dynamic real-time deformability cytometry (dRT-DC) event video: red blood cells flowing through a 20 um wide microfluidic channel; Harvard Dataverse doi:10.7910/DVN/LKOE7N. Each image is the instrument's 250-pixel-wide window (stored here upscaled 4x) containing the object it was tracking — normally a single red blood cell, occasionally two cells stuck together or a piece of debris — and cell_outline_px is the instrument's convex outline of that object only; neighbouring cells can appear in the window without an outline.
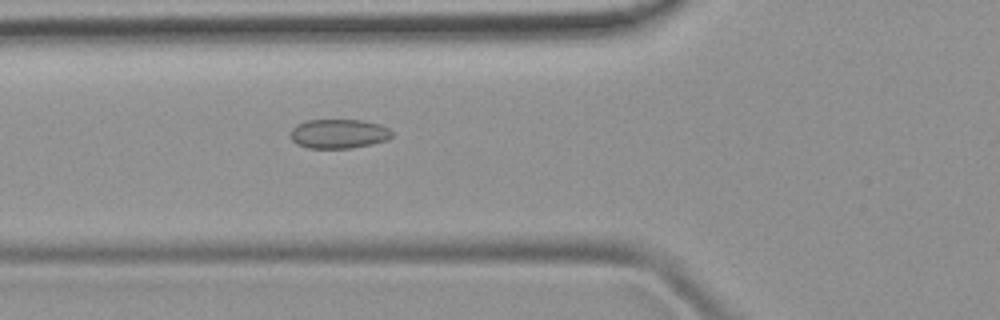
{"species": "common noctule bat (a hibernating species)", "species_latin": "Nyctalus noctula", "temperature_condition": "room temperature", "stored_images_in_passage": 7, "camera_frame_rate_fps": 3000, "um_per_image_px": 0.085, "animal": {"sex": "female", "body_mass_g": 19.9}, "frame": {"image": 1, "passage_image": 6, "time_ms": 5.667, "image_size_px": [1000, 320], "cell_outline_px": [[392, 136], [388, 140], [372, 144], [352, 148], [308, 148], [296, 144], [292, 140], [292, 128], [296, 124], [304, 120], [360, 120], [380, 124], [388, 128], [392, 132]], "centroid_in_image_um": [28.79, 11.37], "position_along_channel_um": 97.0, "area_um2": 17.4}}